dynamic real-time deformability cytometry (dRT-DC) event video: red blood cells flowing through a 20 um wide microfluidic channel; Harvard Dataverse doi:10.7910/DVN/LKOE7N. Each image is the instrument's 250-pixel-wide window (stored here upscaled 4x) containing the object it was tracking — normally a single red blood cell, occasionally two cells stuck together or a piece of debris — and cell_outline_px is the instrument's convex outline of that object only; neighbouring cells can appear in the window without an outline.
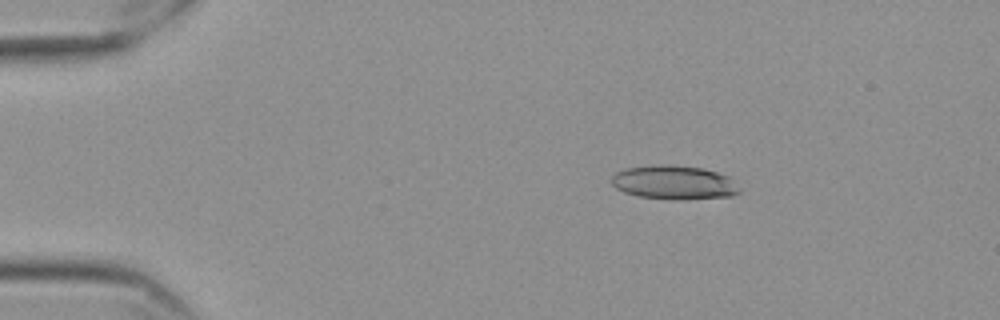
{"species": "Egyptian fruit bat (a non-hibernating species)", "species_latin": "Rousettus aegyptiacus", "temperature_condition": "cold", "stored_images_in_passage": 57, "camera_frame_rate_fps": 3000, "um_per_image_px": 0.085, "frame": {"image": 1, "passage_image": 10, "time_ms": 3.0, "image_size_px": [1000, 320], "cell_outline_px": [[740, 192], [732, 196], [640, 196], [624, 192], [616, 188], [612, 184], [612, 176], [616, 172], [624, 168], [660, 164], [704, 168], [728, 176], [740, 188]], "centroid_in_image_um": [57.25, 15.44], "position_along_channel_um": 27.7, "area_um2": 23.87}}
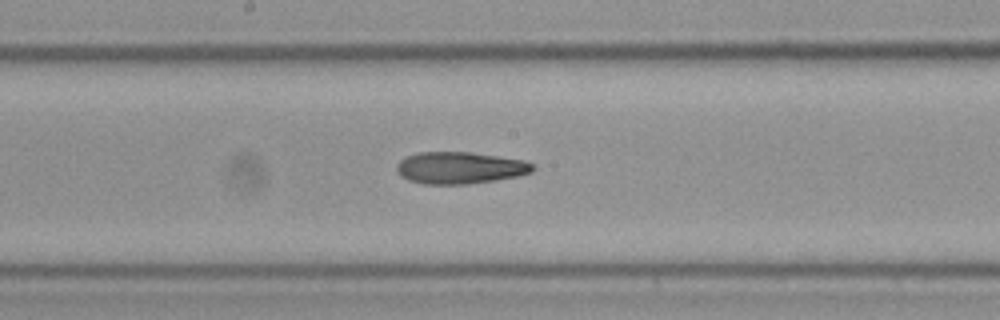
{"frame": {"image": 2, "passage_image": 31, "time_ms": 10.0, "image_size_px": [1000, 320], "cell_outline_px": [[536, 168], [532, 172], [516, 176], [496, 180], [468, 184], [424, 184], [408, 180], [396, 168], [396, 164], [404, 156], [416, 152], [472, 152], [524, 160], [532, 164]], "centroid_in_image_um": [39.09, 14.25], "position_along_channel_um": 209.1, "area_um2": 25.32}}
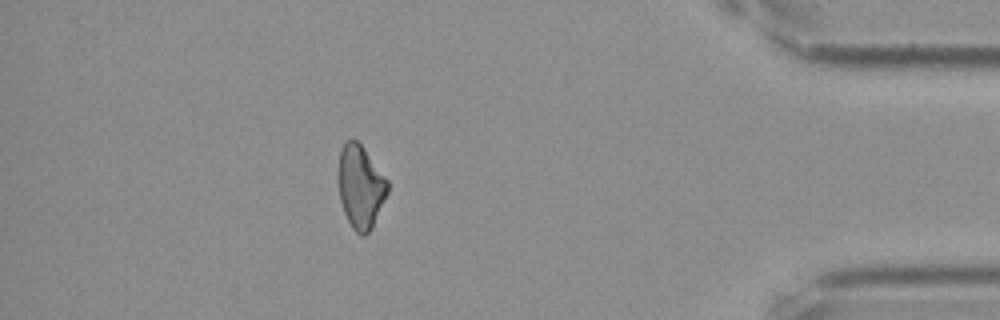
{"frame": {"image": 3, "passage_image": 51, "time_ms": 16.667, "image_size_px": [1000, 320], "cell_outline_px": [[388, 192], [372, 228], [364, 236], [360, 236], [352, 228], [344, 212], [340, 200], [336, 180], [340, 148], [352, 136], [364, 148], [388, 180]], "centroid_in_image_um": [30.61, 15.85], "position_along_channel_um": 404.6, "area_um2": 24.28}, "authors_computed_cell_mechanics": {"area_um2": 25.0852, "velocity_mm_per_s": 3.5583, "shape_relaxation_time_tau1_ms": null, "shape_relaxation_time_tau2_ms": 6.2452, "deformation_change_tau1": null, "deformation_change_tau2": 0.1675}}